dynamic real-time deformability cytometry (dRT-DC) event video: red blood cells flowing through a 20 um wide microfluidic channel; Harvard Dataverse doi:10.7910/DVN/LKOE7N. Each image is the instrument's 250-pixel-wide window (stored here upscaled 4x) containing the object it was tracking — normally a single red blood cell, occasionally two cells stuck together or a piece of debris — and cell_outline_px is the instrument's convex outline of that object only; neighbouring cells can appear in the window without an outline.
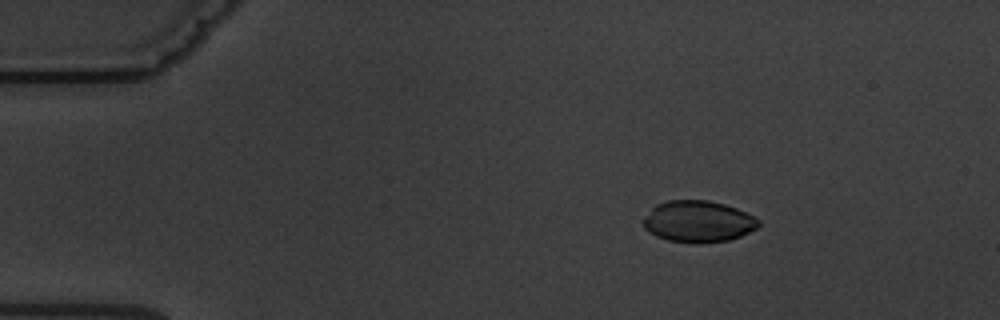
{"species": "common noctule bat (a hibernating species)", "species_latin": "Nyctalus noctula", "temperature_condition": "warm", "stored_images_in_passage": 6, "camera_frame_rate_fps": 3000, "um_per_image_px": 0.085, "animal": {"sex": "male", "body_mass_g": 19.5, "forearm_length_mm": 54.6}, "frame": {"image": 1, "passage_image": 3, "time_ms": 2.333, "image_size_px": [1000, 320], "cell_outline_px": [[760, 224], [756, 228], [740, 236], [728, 240], [700, 244], [692, 244], [668, 240], [656, 236], [648, 232], [644, 228], [644, 216], [656, 204], [668, 200], [708, 200], [724, 204], [736, 208], [760, 220]], "centroid_in_image_um": [59.31, 18.83], "position_along_channel_um": 25.7, "area_um2": 27.98}}